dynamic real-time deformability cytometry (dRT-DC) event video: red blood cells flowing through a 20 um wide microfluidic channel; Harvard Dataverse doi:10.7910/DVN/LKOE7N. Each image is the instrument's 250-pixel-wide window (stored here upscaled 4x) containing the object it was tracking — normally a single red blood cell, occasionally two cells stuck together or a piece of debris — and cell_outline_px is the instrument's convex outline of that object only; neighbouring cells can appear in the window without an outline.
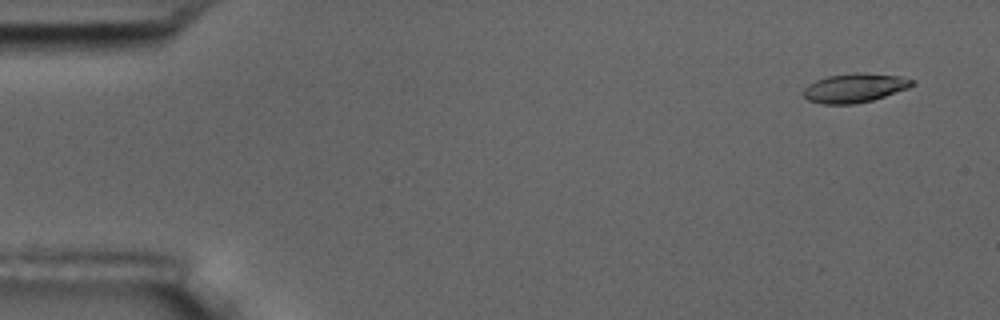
{"species": "common noctule bat (a hibernating species)", "species_latin": "Nyctalus noctula", "temperature_condition": "room temperature", "stored_images_in_passage": 8, "camera_frame_rate_fps": 3000, "um_per_image_px": 0.085, "animal": {"sex": "male", "body_mass_g": 17.5, "forearm_length_mm": 52.3}, "frame": {"image": 1, "passage_image": 2, "time_ms": 1.0, "image_size_px": [1000, 320], "cell_outline_px": [[916, 84], [908, 88], [872, 100], [852, 104], [820, 104], [808, 100], [800, 92], [808, 84], [816, 80], [828, 76], [852, 72], [860, 72], [900, 76], [916, 80]], "centroid_in_image_um": [72.63, 7.46], "position_along_channel_um": 12.4, "area_um2": 18.61}}
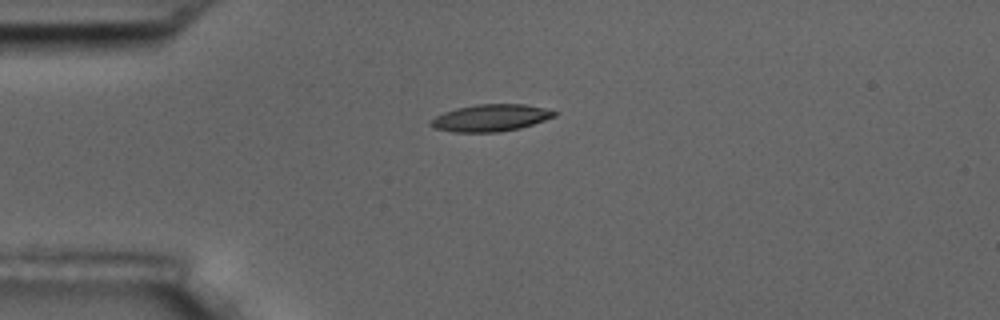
{"frame": {"image": 2, "passage_image": 5, "time_ms": 4.667, "image_size_px": [1000, 320], "cell_outline_px": [[556, 116], [520, 128], [500, 132], [452, 132], [432, 128], [428, 124], [436, 116], [444, 112], [456, 108], [476, 104], [524, 104], [544, 108], [556, 112]], "centroid_in_image_um": [41.66, 10.02], "position_along_channel_um": 43.3, "area_um2": 19.42}}